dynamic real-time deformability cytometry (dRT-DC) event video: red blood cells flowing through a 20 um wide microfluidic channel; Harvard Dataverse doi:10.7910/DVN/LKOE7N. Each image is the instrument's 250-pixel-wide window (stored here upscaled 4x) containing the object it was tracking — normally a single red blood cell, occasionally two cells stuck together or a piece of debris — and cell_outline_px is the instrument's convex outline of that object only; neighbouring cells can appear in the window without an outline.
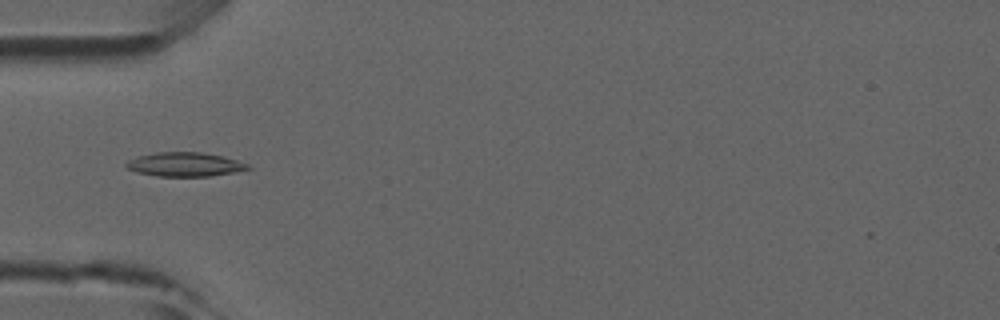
{"species": "common noctule bat (a hibernating species)", "species_latin": "Nyctalus noctula", "temperature_condition": "room temperature", "stored_images_in_passage": 37, "camera_frame_rate_fps": 3000, "um_per_image_px": 0.085, "animal": {"sex": "male", "forearm_length_mm": 52.5}, "frame": {"image": 1, "passage_image": 8, "time_ms": 2.333, "image_size_px": [1000, 320], "cell_outline_px": [[252, 168], [212, 176], [156, 176], [136, 172], [128, 168], [124, 164], [128, 160], [136, 156], [156, 152], [200, 152], [224, 156], [248, 164]], "centroid_in_image_um": [15.67, 13.97], "position_along_channel_um": 69.3, "area_um2": 17.05}}
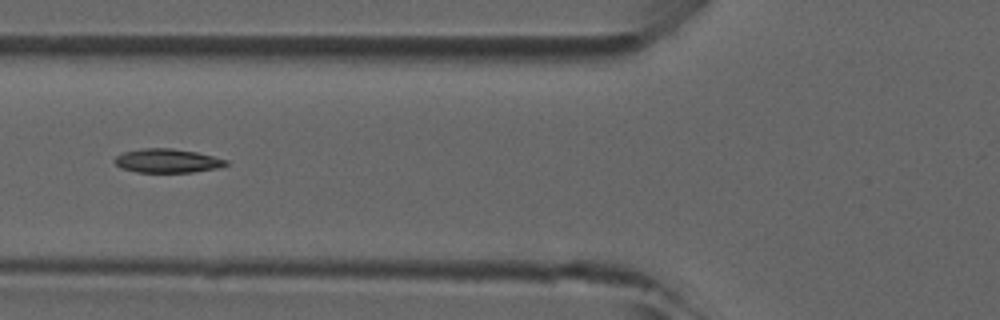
{"frame": {"image": 2, "passage_image": 11, "time_ms": 3.333, "image_size_px": [1000, 320], "cell_outline_px": [[228, 164], [220, 168], [192, 172], [136, 172], [120, 168], [112, 160], [116, 156], [124, 152], [140, 148], [172, 148], [196, 152], [228, 160]], "centroid_in_image_um": [14.2, 13.67], "position_along_channel_um": 111.6, "area_um2": 15.61}}
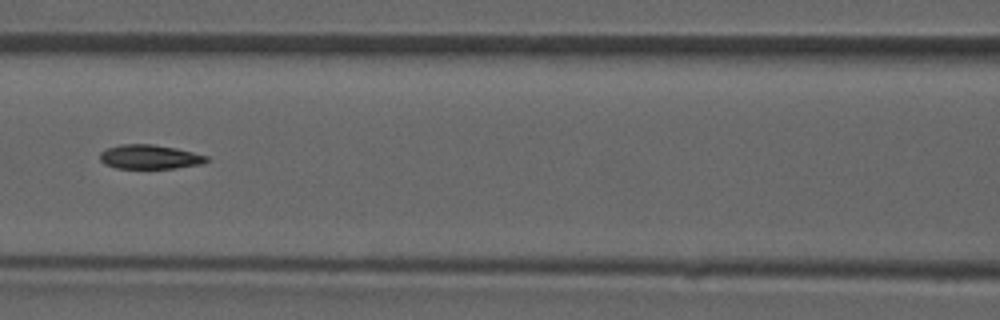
{"frame": {"image": 3, "passage_image": 14, "time_ms": 4.333, "image_size_px": [1000, 320], "cell_outline_px": [[208, 160], [200, 164], [176, 168], [116, 168], [104, 164], [100, 160], [100, 152], [108, 148], [120, 144], [152, 144], [176, 148], [208, 156]], "centroid_in_image_um": [12.7, 13.33], "position_along_channel_um": 153.9, "area_um2": 14.97}}